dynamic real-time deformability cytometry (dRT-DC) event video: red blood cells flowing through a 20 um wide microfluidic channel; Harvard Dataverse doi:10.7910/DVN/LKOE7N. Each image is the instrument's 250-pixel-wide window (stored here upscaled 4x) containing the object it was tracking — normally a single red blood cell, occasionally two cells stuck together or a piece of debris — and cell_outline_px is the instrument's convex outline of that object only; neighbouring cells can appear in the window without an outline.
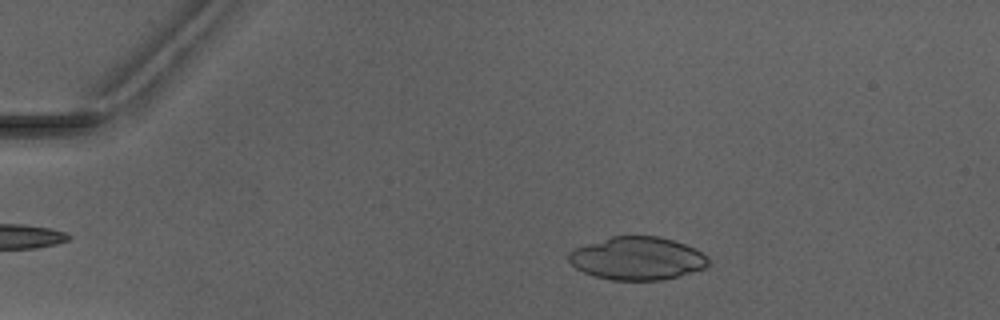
{"species": "Egyptian fruit bat (a non-hibernating species)", "species_latin": "Rousettus aegyptiacus", "temperature_condition": "warm", "stored_images_in_passage": 3, "camera_frame_rate_fps": 3000, "um_per_image_px": 0.085, "animal": {"sex": "male"}, "frame": {"image": 1, "passage_image": 1, "time_ms": 0.0, "image_size_px": [1000, 320], "cell_outline_px": [[708, 264], [704, 268], [664, 280], [612, 280], [596, 276], [584, 272], [576, 268], [568, 260], [568, 252], [576, 248], [612, 236], [660, 236], [684, 244], [708, 256]], "centroid_in_image_um": [54.16, 21.97], "position_along_channel_um": 30.8, "area_um2": 34.62}}